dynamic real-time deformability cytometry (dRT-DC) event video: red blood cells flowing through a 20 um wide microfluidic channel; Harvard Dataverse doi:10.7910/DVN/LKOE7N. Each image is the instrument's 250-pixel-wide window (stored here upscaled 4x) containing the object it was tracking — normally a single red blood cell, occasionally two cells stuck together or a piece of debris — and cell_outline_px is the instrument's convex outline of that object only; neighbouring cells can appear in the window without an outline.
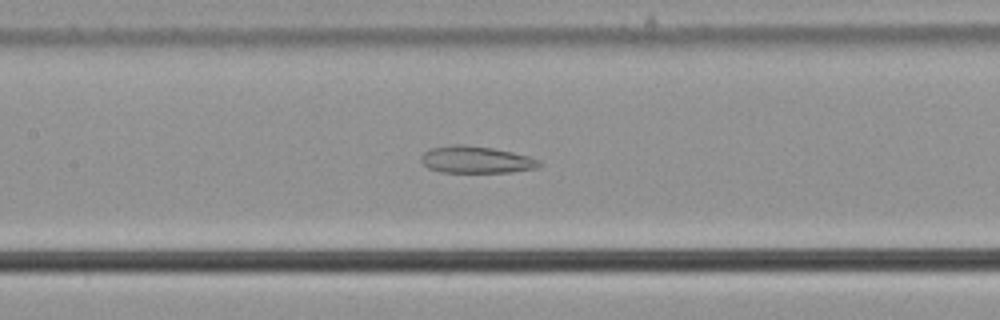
{"species": "common noctule bat (a hibernating species)", "species_latin": "Nyctalus noctula", "temperature_condition": "cold", "stored_images_in_passage": 44, "camera_frame_rate_fps": 3000, "um_per_image_px": 0.085, "animal": {"sex": "male", "body_mass_g": 21.5, "forearm_length_mm": 52.0}, "frame": {"image": 1, "passage_image": 19, "time_ms": 6.0, "image_size_px": [1000, 320], "cell_outline_px": [[544, 164], [536, 168], [512, 172], [440, 172], [428, 168], [420, 160], [420, 156], [424, 152], [432, 148], [452, 144], [464, 144], [492, 148], [512, 152], [528, 156], [540, 160]], "centroid_in_image_um": [40.47, 13.57], "position_along_channel_um": 166.9, "area_um2": 18.67}}
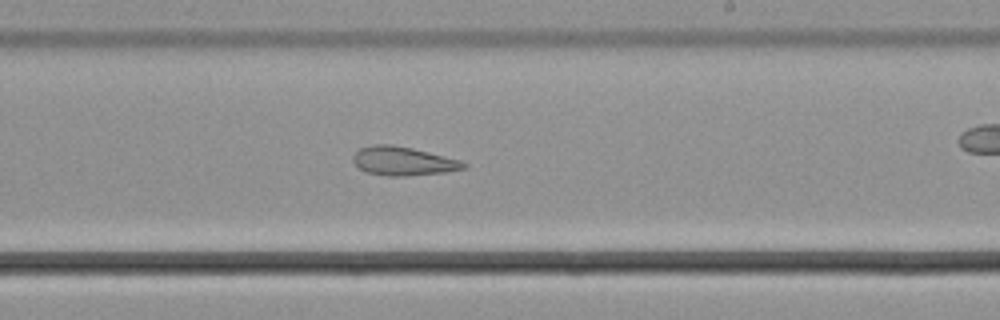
{"frame": {"image": 2, "passage_image": 26, "time_ms": 8.333, "image_size_px": [1000, 320], "cell_outline_px": [[468, 168], [444, 172], [404, 176], [388, 176], [364, 172], [352, 160], [352, 156], [360, 148], [372, 144], [392, 144], [412, 148], [460, 160], [468, 164]], "centroid_in_image_um": [34.25, 13.69], "position_along_channel_um": 254.7, "area_um2": 18.55}, "authors_computed_cell_mechanics": {"area_um2": 21.3571, "velocity_mm_per_s": 3.7738, "shape_relaxation_time_tau1_ms": null, "shape_relaxation_time_tau2_ms": 1.5005, "deformation_change_tau1": null, "deformation_change_tau2": 0.0965}}